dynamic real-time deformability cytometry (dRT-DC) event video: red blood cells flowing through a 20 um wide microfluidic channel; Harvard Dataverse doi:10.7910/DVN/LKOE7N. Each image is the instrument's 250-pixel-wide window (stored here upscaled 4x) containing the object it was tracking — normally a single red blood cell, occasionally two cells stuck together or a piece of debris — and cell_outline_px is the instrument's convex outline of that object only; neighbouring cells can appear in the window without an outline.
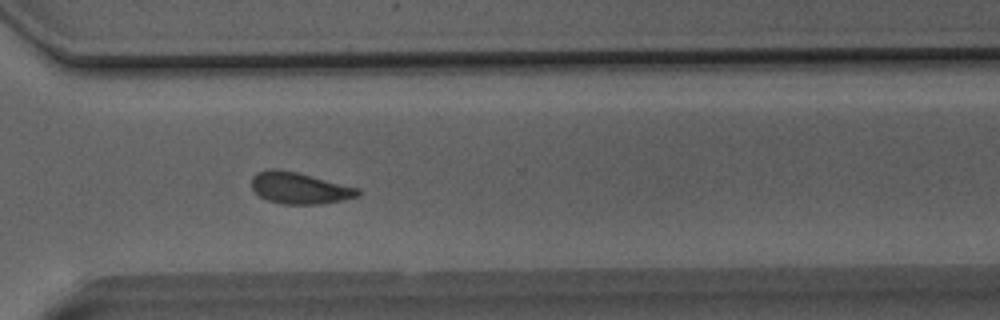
{"species": "Egyptian fruit bat (a non-hibernating species)", "species_latin": "Rousettus aegyptiacus", "temperature_condition": "room temperature", "stored_images_in_passage": 26, "camera_frame_rate_fps": 3000, "um_per_image_px": 0.085, "animal": {"sex": "male"}, "frame": {"image": 1, "passage_image": 22, "time_ms": 7.0, "image_size_px": [1000, 320], "cell_outline_px": [[360, 192], [356, 196], [344, 200], [320, 204], [284, 204], [268, 200], [260, 196], [252, 188], [252, 176], [256, 172], [272, 168], [276, 168], [296, 172], [360, 188]], "centroid_in_image_um": [25.45, 15.98], "position_along_channel_um": 345.2, "area_um2": 19.42}}
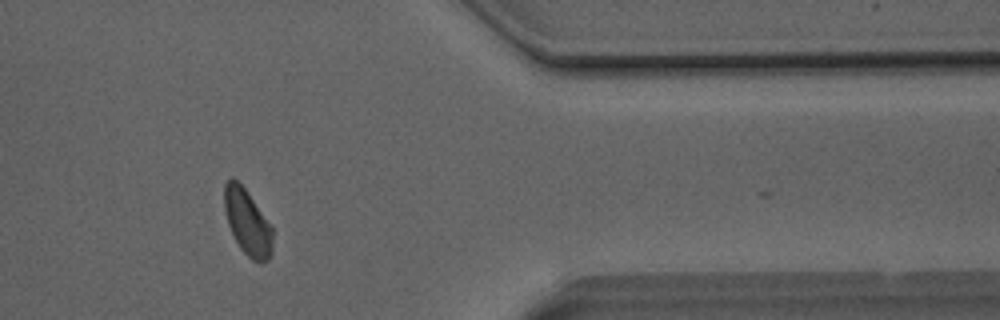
{"frame": {"image": 2, "passage_image": 25, "time_ms": 8.0, "image_size_px": [1000, 320], "cell_outline_px": [[272, 252], [268, 260], [260, 264], [252, 260], [240, 248], [228, 224], [224, 212], [224, 184], [232, 176], [244, 188], [272, 228]], "centroid_in_image_um": [21.01, 18.92], "position_along_channel_um": 390.4, "area_um2": 18.21}}